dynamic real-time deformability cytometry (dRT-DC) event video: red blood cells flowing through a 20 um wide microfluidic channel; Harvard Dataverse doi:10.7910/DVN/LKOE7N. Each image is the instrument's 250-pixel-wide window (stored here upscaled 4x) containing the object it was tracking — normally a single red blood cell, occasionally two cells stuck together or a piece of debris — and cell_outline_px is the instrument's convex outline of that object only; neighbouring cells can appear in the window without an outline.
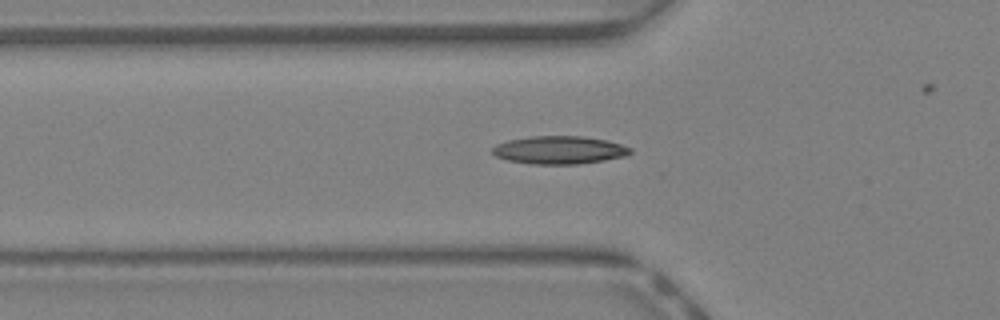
{"species": "Egyptian fruit bat (a non-hibernating species)", "species_latin": "Rousettus aegyptiacus", "temperature_condition": "warm", "stored_images_in_passage": 31, "camera_frame_rate_fps": 3000, "um_per_image_px": 0.085, "animal": {"sex": "female"}, "frame": {"image": 1, "passage_image": 10, "time_ms": 3.0, "image_size_px": [1000, 320], "cell_outline_px": [[632, 152], [628, 156], [604, 160], [576, 164], [532, 164], [508, 160], [496, 156], [492, 152], [492, 148], [496, 144], [508, 140], [532, 136], [584, 136], [608, 140], [632, 148]], "centroid_in_image_um": [47.57, 12.75], "position_along_channel_um": 78.2, "area_um2": 22.54}}
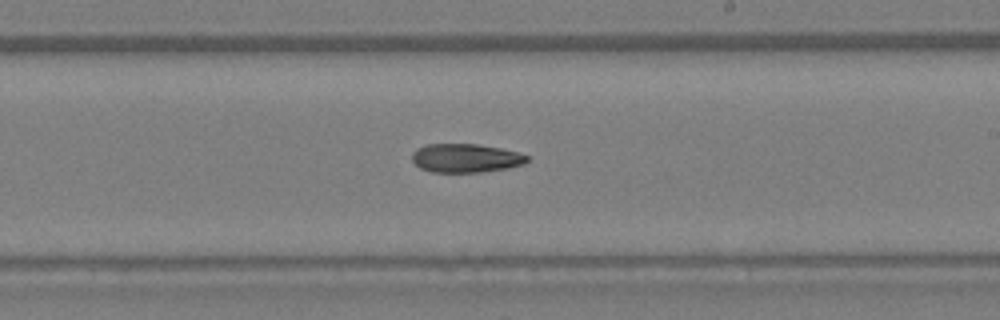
{"frame": {"image": 2, "passage_image": 21, "time_ms": 6.667, "image_size_px": [1000, 320], "cell_outline_px": [[528, 160], [524, 164], [508, 168], [480, 172], [432, 172], [420, 168], [412, 160], [412, 152], [416, 148], [428, 144], [476, 144], [500, 148], [516, 152], [528, 156]], "centroid_in_image_um": [39.56, 13.44], "position_along_channel_um": 249.4, "area_um2": 19.19}}
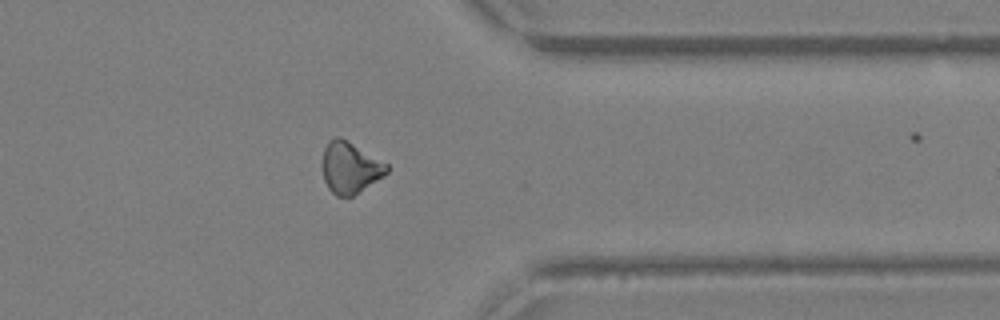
{"frame": {"image": 3, "passage_image": 30, "time_ms": 9.667, "image_size_px": [1000, 320], "cell_outline_px": [[388, 172], [384, 176], [352, 196], [336, 196], [328, 188], [324, 180], [324, 148], [328, 140], [336, 136], [340, 136], [388, 164]], "centroid_in_image_um": [29.77, 14.24], "position_along_channel_um": 381.6, "area_um2": 19.02}}